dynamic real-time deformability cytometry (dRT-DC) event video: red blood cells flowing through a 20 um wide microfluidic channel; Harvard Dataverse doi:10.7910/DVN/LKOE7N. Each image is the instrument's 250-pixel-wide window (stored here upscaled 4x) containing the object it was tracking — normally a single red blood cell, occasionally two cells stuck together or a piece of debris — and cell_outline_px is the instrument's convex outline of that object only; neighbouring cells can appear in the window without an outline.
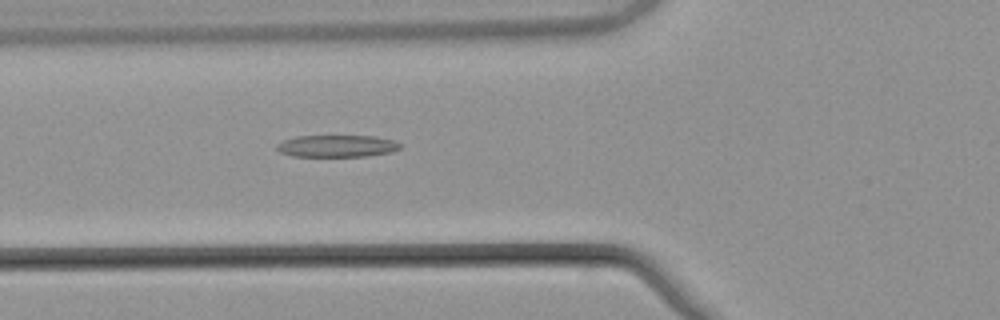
{"species": "common noctule bat (a hibernating species)", "species_latin": "Nyctalus noctula", "temperature_condition": "warm", "stored_images_in_passage": 41, "camera_frame_rate_fps": 3000, "um_per_image_px": 0.085, "animal": {"sex": "male", "body_mass_g": 21.5, "forearm_length_mm": 52.0}, "frame": {"image": 1, "passage_image": 8, "time_ms": 2.333, "image_size_px": [1000, 320], "cell_outline_px": [[400, 148], [392, 152], [368, 156], [292, 156], [280, 152], [276, 148], [276, 144], [284, 140], [296, 136], [376, 136], [396, 140], [400, 144]], "centroid_in_image_um": [28.66, 12.41], "position_along_channel_um": 97.1, "area_um2": 15.9}}
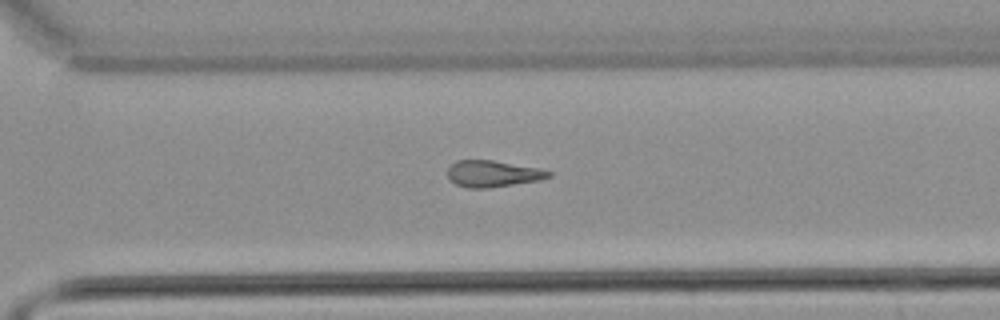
{"frame": {"image": 2, "passage_image": 26, "time_ms": 8.333, "image_size_px": [1000, 320], "cell_outline_px": [[552, 176], [540, 180], [488, 188], [468, 188], [456, 184], [448, 176], [448, 168], [456, 160], [492, 160], [540, 168], [552, 172]], "centroid_in_image_um": [41.92, 14.76], "position_along_channel_um": 328.7, "area_um2": 15.55}}
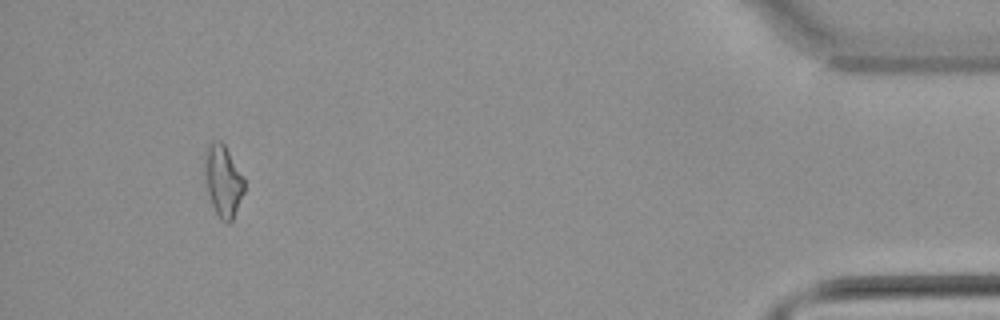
{"frame": {"image": 3, "passage_image": 38, "time_ms": 12.333, "image_size_px": [1000, 320], "cell_outline_px": [[244, 192], [232, 220], [228, 224], [220, 220], [212, 204], [208, 192], [204, 176], [204, 164], [208, 144], [212, 140], [220, 140], [224, 144], [244, 180]], "centroid_in_image_um": [18.94, 15.38], "position_along_channel_um": 416.3, "area_um2": 16.24}, "authors_computed_cell_mechanics": {"area_um2": 15.895, "velocity_mm_per_s": 3.8589, "shape_relaxation_time_tau1_ms": null, "shape_relaxation_time_tau2_ms": 8.6645, "deformation_change_tau1": null, "deformation_change_tau2": 0.2473}}